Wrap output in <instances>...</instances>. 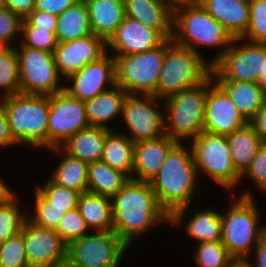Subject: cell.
Segmentation results:
<instances>
[{"mask_svg": "<svg viewBox=\"0 0 266 267\" xmlns=\"http://www.w3.org/2000/svg\"><path fill=\"white\" fill-rule=\"evenodd\" d=\"M19 45L20 93L49 95L63 91L53 52Z\"/></svg>", "mask_w": 266, "mask_h": 267, "instance_id": "obj_12", "label": "cell"}, {"mask_svg": "<svg viewBox=\"0 0 266 267\" xmlns=\"http://www.w3.org/2000/svg\"><path fill=\"white\" fill-rule=\"evenodd\" d=\"M233 39L241 38L249 25V0H196Z\"/></svg>", "mask_w": 266, "mask_h": 267, "instance_id": "obj_22", "label": "cell"}, {"mask_svg": "<svg viewBox=\"0 0 266 267\" xmlns=\"http://www.w3.org/2000/svg\"><path fill=\"white\" fill-rule=\"evenodd\" d=\"M2 5L25 19L34 11L35 0H2Z\"/></svg>", "mask_w": 266, "mask_h": 267, "instance_id": "obj_47", "label": "cell"}, {"mask_svg": "<svg viewBox=\"0 0 266 267\" xmlns=\"http://www.w3.org/2000/svg\"><path fill=\"white\" fill-rule=\"evenodd\" d=\"M35 189L49 202V207L57 208H76L81 194L76 190L60 186L50 179Z\"/></svg>", "mask_w": 266, "mask_h": 267, "instance_id": "obj_38", "label": "cell"}, {"mask_svg": "<svg viewBox=\"0 0 266 267\" xmlns=\"http://www.w3.org/2000/svg\"><path fill=\"white\" fill-rule=\"evenodd\" d=\"M68 245L67 262L74 267H118L129 246L112 231H93Z\"/></svg>", "mask_w": 266, "mask_h": 267, "instance_id": "obj_11", "label": "cell"}, {"mask_svg": "<svg viewBox=\"0 0 266 267\" xmlns=\"http://www.w3.org/2000/svg\"><path fill=\"white\" fill-rule=\"evenodd\" d=\"M61 267H74V266L70 265L68 262H65Z\"/></svg>", "mask_w": 266, "mask_h": 267, "instance_id": "obj_55", "label": "cell"}, {"mask_svg": "<svg viewBox=\"0 0 266 267\" xmlns=\"http://www.w3.org/2000/svg\"><path fill=\"white\" fill-rule=\"evenodd\" d=\"M198 172L192 149L178 143L168 154L158 173L149 181L160 206L171 216L187 207L197 190Z\"/></svg>", "mask_w": 266, "mask_h": 267, "instance_id": "obj_2", "label": "cell"}, {"mask_svg": "<svg viewBox=\"0 0 266 267\" xmlns=\"http://www.w3.org/2000/svg\"><path fill=\"white\" fill-rule=\"evenodd\" d=\"M238 197L235 201L232 199L231 207L223 208L226 213L221 214V243L236 261H246L264 237L265 227L258 226L261 213L253 195L245 191Z\"/></svg>", "mask_w": 266, "mask_h": 267, "instance_id": "obj_4", "label": "cell"}, {"mask_svg": "<svg viewBox=\"0 0 266 267\" xmlns=\"http://www.w3.org/2000/svg\"><path fill=\"white\" fill-rule=\"evenodd\" d=\"M23 241L30 267H61L68 260V244L55 229L41 228L26 220Z\"/></svg>", "mask_w": 266, "mask_h": 267, "instance_id": "obj_15", "label": "cell"}, {"mask_svg": "<svg viewBox=\"0 0 266 267\" xmlns=\"http://www.w3.org/2000/svg\"><path fill=\"white\" fill-rule=\"evenodd\" d=\"M178 143L166 134L157 139L136 142L134 144V168L131 179L149 182L158 173L169 152Z\"/></svg>", "mask_w": 266, "mask_h": 267, "instance_id": "obj_20", "label": "cell"}, {"mask_svg": "<svg viewBox=\"0 0 266 267\" xmlns=\"http://www.w3.org/2000/svg\"><path fill=\"white\" fill-rule=\"evenodd\" d=\"M134 144L127 134L114 133L111 130L106 135L101 160L131 179L134 168Z\"/></svg>", "mask_w": 266, "mask_h": 267, "instance_id": "obj_30", "label": "cell"}, {"mask_svg": "<svg viewBox=\"0 0 266 267\" xmlns=\"http://www.w3.org/2000/svg\"><path fill=\"white\" fill-rule=\"evenodd\" d=\"M188 212L193 214L184 226L185 232L189 237L197 241V243L216 242L222 240L221 212L219 213L215 210L204 209L194 212L189 208V206L183 207L181 209H177L170 216V224L175 226L178 225Z\"/></svg>", "mask_w": 266, "mask_h": 267, "instance_id": "obj_23", "label": "cell"}, {"mask_svg": "<svg viewBox=\"0 0 266 267\" xmlns=\"http://www.w3.org/2000/svg\"><path fill=\"white\" fill-rule=\"evenodd\" d=\"M166 40L157 48L138 54L112 55L116 84L128 94L153 95L165 57Z\"/></svg>", "mask_w": 266, "mask_h": 267, "instance_id": "obj_9", "label": "cell"}, {"mask_svg": "<svg viewBox=\"0 0 266 267\" xmlns=\"http://www.w3.org/2000/svg\"><path fill=\"white\" fill-rule=\"evenodd\" d=\"M164 41L165 39L156 30L125 16L106 42V50L113 51V55L138 54L153 50Z\"/></svg>", "mask_w": 266, "mask_h": 267, "instance_id": "obj_19", "label": "cell"}, {"mask_svg": "<svg viewBox=\"0 0 266 267\" xmlns=\"http://www.w3.org/2000/svg\"><path fill=\"white\" fill-rule=\"evenodd\" d=\"M21 45L29 48L53 52L58 45L56 31L37 27H21Z\"/></svg>", "mask_w": 266, "mask_h": 267, "instance_id": "obj_42", "label": "cell"}, {"mask_svg": "<svg viewBox=\"0 0 266 267\" xmlns=\"http://www.w3.org/2000/svg\"><path fill=\"white\" fill-rule=\"evenodd\" d=\"M265 68L266 43L235 38L227 51L212 65L211 75L214 80L258 83L259 74H264Z\"/></svg>", "mask_w": 266, "mask_h": 267, "instance_id": "obj_10", "label": "cell"}, {"mask_svg": "<svg viewBox=\"0 0 266 267\" xmlns=\"http://www.w3.org/2000/svg\"><path fill=\"white\" fill-rule=\"evenodd\" d=\"M254 260L247 259L251 267H266V237H263L254 248Z\"/></svg>", "mask_w": 266, "mask_h": 267, "instance_id": "obj_50", "label": "cell"}, {"mask_svg": "<svg viewBox=\"0 0 266 267\" xmlns=\"http://www.w3.org/2000/svg\"><path fill=\"white\" fill-rule=\"evenodd\" d=\"M74 208L49 207V202L35 190V215H27V220L41 228L56 229L65 212Z\"/></svg>", "mask_w": 266, "mask_h": 267, "instance_id": "obj_37", "label": "cell"}, {"mask_svg": "<svg viewBox=\"0 0 266 267\" xmlns=\"http://www.w3.org/2000/svg\"><path fill=\"white\" fill-rule=\"evenodd\" d=\"M231 267H251L246 261H236Z\"/></svg>", "mask_w": 266, "mask_h": 267, "instance_id": "obj_54", "label": "cell"}, {"mask_svg": "<svg viewBox=\"0 0 266 267\" xmlns=\"http://www.w3.org/2000/svg\"><path fill=\"white\" fill-rule=\"evenodd\" d=\"M111 130L89 126L69 137L60 147L70 156L91 163L101 160L106 135Z\"/></svg>", "mask_w": 266, "mask_h": 267, "instance_id": "obj_26", "label": "cell"}, {"mask_svg": "<svg viewBox=\"0 0 266 267\" xmlns=\"http://www.w3.org/2000/svg\"><path fill=\"white\" fill-rule=\"evenodd\" d=\"M57 16L34 10L22 21L21 27H37L47 31H56Z\"/></svg>", "mask_w": 266, "mask_h": 267, "instance_id": "obj_45", "label": "cell"}, {"mask_svg": "<svg viewBox=\"0 0 266 267\" xmlns=\"http://www.w3.org/2000/svg\"><path fill=\"white\" fill-rule=\"evenodd\" d=\"M17 144L47 149L49 96L14 94L0 98Z\"/></svg>", "mask_w": 266, "mask_h": 267, "instance_id": "obj_5", "label": "cell"}, {"mask_svg": "<svg viewBox=\"0 0 266 267\" xmlns=\"http://www.w3.org/2000/svg\"><path fill=\"white\" fill-rule=\"evenodd\" d=\"M173 28L172 40L197 54H201L197 46L220 48L221 52L209 60L211 65L227 51L233 41L226 29L196 0L174 7Z\"/></svg>", "mask_w": 266, "mask_h": 267, "instance_id": "obj_3", "label": "cell"}, {"mask_svg": "<svg viewBox=\"0 0 266 267\" xmlns=\"http://www.w3.org/2000/svg\"><path fill=\"white\" fill-rule=\"evenodd\" d=\"M56 36L58 42H68L91 35L88 8L79 0L57 16Z\"/></svg>", "mask_w": 266, "mask_h": 267, "instance_id": "obj_33", "label": "cell"}, {"mask_svg": "<svg viewBox=\"0 0 266 267\" xmlns=\"http://www.w3.org/2000/svg\"><path fill=\"white\" fill-rule=\"evenodd\" d=\"M109 54L107 52L98 61L86 65L67 78L72 85L64 84L63 91L70 97L85 102L116 85L115 58Z\"/></svg>", "mask_w": 266, "mask_h": 267, "instance_id": "obj_17", "label": "cell"}, {"mask_svg": "<svg viewBox=\"0 0 266 267\" xmlns=\"http://www.w3.org/2000/svg\"><path fill=\"white\" fill-rule=\"evenodd\" d=\"M125 16L156 30L165 40L172 39L174 7L163 0H124Z\"/></svg>", "mask_w": 266, "mask_h": 267, "instance_id": "obj_21", "label": "cell"}, {"mask_svg": "<svg viewBox=\"0 0 266 267\" xmlns=\"http://www.w3.org/2000/svg\"><path fill=\"white\" fill-rule=\"evenodd\" d=\"M212 65L188 47L166 40L165 57L153 96L164 100L182 90L203 83L211 75Z\"/></svg>", "mask_w": 266, "mask_h": 267, "instance_id": "obj_6", "label": "cell"}, {"mask_svg": "<svg viewBox=\"0 0 266 267\" xmlns=\"http://www.w3.org/2000/svg\"><path fill=\"white\" fill-rule=\"evenodd\" d=\"M258 84L262 89L264 98L266 99V68L264 74H259Z\"/></svg>", "mask_w": 266, "mask_h": 267, "instance_id": "obj_52", "label": "cell"}, {"mask_svg": "<svg viewBox=\"0 0 266 267\" xmlns=\"http://www.w3.org/2000/svg\"><path fill=\"white\" fill-rule=\"evenodd\" d=\"M127 94L123 88L116 84L94 98L85 101L86 115L90 126L112 130L107 123L122 114L123 103Z\"/></svg>", "mask_w": 266, "mask_h": 267, "instance_id": "obj_25", "label": "cell"}, {"mask_svg": "<svg viewBox=\"0 0 266 267\" xmlns=\"http://www.w3.org/2000/svg\"><path fill=\"white\" fill-rule=\"evenodd\" d=\"M235 170L242 175L264 142L250 123L226 136Z\"/></svg>", "mask_w": 266, "mask_h": 267, "instance_id": "obj_28", "label": "cell"}, {"mask_svg": "<svg viewBox=\"0 0 266 267\" xmlns=\"http://www.w3.org/2000/svg\"><path fill=\"white\" fill-rule=\"evenodd\" d=\"M245 176L254 182L259 192L266 193V142L262 143L249 167L241 175V182Z\"/></svg>", "mask_w": 266, "mask_h": 267, "instance_id": "obj_44", "label": "cell"}, {"mask_svg": "<svg viewBox=\"0 0 266 267\" xmlns=\"http://www.w3.org/2000/svg\"><path fill=\"white\" fill-rule=\"evenodd\" d=\"M0 267H30L24 248L23 228L17 235L0 243Z\"/></svg>", "mask_w": 266, "mask_h": 267, "instance_id": "obj_40", "label": "cell"}, {"mask_svg": "<svg viewBox=\"0 0 266 267\" xmlns=\"http://www.w3.org/2000/svg\"><path fill=\"white\" fill-rule=\"evenodd\" d=\"M249 123L231 101L226 91L208 77V90L205 100L204 131L228 136Z\"/></svg>", "mask_w": 266, "mask_h": 267, "instance_id": "obj_16", "label": "cell"}, {"mask_svg": "<svg viewBox=\"0 0 266 267\" xmlns=\"http://www.w3.org/2000/svg\"><path fill=\"white\" fill-rule=\"evenodd\" d=\"M193 258L198 267H231L236 262L221 241L197 243Z\"/></svg>", "mask_w": 266, "mask_h": 267, "instance_id": "obj_35", "label": "cell"}, {"mask_svg": "<svg viewBox=\"0 0 266 267\" xmlns=\"http://www.w3.org/2000/svg\"><path fill=\"white\" fill-rule=\"evenodd\" d=\"M208 78L201 84L182 90L163 100L165 134L179 143L193 140L204 131ZM182 140V141H181Z\"/></svg>", "mask_w": 266, "mask_h": 267, "instance_id": "obj_7", "label": "cell"}, {"mask_svg": "<svg viewBox=\"0 0 266 267\" xmlns=\"http://www.w3.org/2000/svg\"><path fill=\"white\" fill-rule=\"evenodd\" d=\"M92 34L107 42L125 17L124 0H84Z\"/></svg>", "mask_w": 266, "mask_h": 267, "instance_id": "obj_24", "label": "cell"}, {"mask_svg": "<svg viewBox=\"0 0 266 267\" xmlns=\"http://www.w3.org/2000/svg\"><path fill=\"white\" fill-rule=\"evenodd\" d=\"M112 230L130 247L156 223H170V216L160 206L149 182L129 179L111 198Z\"/></svg>", "mask_w": 266, "mask_h": 267, "instance_id": "obj_1", "label": "cell"}, {"mask_svg": "<svg viewBox=\"0 0 266 267\" xmlns=\"http://www.w3.org/2000/svg\"><path fill=\"white\" fill-rule=\"evenodd\" d=\"M3 5H2V0H0V8L2 7Z\"/></svg>", "mask_w": 266, "mask_h": 267, "instance_id": "obj_57", "label": "cell"}, {"mask_svg": "<svg viewBox=\"0 0 266 267\" xmlns=\"http://www.w3.org/2000/svg\"><path fill=\"white\" fill-rule=\"evenodd\" d=\"M191 142L198 175L206 173L220 187L234 191L233 188L240 183L241 175L232 163L227 137L202 131Z\"/></svg>", "mask_w": 266, "mask_h": 267, "instance_id": "obj_8", "label": "cell"}, {"mask_svg": "<svg viewBox=\"0 0 266 267\" xmlns=\"http://www.w3.org/2000/svg\"><path fill=\"white\" fill-rule=\"evenodd\" d=\"M265 227V231H264V237H266V226H264Z\"/></svg>", "mask_w": 266, "mask_h": 267, "instance_id": "obj_56", "label": "cell"}, {"mask_svg": "<svg viewBox=\"0 0 266 267\" xmlns=\"http://www.w3.org/2000/svg\"><path fill=\"white\" fill-rule=\"evenodd\" d=\"M249 122L266 100L257 82L215 80Z\"/></svg>", "mask_w": 266, "mask_h": 267, "instance_id": "obj_29", "label": "cell"}, {"mask_svg": "<svg viewBox=\"0 0 266 267\" xmlns=\"http://www.w3.org/2000/svg\"><path fill=\"white\" fill-rule=\"evenodd\" d=\"M158 101L163 102L153 95L127 94L121 116L130 133L127 136L134 143L165 135L164 113L157 108Z\"/></svg>", "mask_w": 266, "mask_h": 267, "instance_id": "obj_14", "label": "cell"}, {"mask_svg": "<svg viewBox=\"0 0 266 267\" xmlns=\"http://www.w3.org/2000/svg\"><path fill=\"white\" fill-rule=\"evenodd\" d=\"M106 53V42L93 34L68 42H58L53 51L54 62L62 78H69Z\"/></svg>", "mask_w": 266, "mask_h": 267, "instance_id": "obj_18", "label": "cell"}, {"mask_svg": "<svg viewBox=\"0 0 266 267\" xmlns=\"http://www.w3.org/2000/svg\"><path fill=\"white\" fill-rule=\"evenodd\" d=\"M79 0H35L34 10L58 16Z\"/></svg>", "mask_w": 266, "mask_h": 267, "instance_id": "obj_46", "label": "cell"}, {"mask_svg": "<svg viewBox=\"0 0 266 267\" xmlns=\"http://www.w3.org/2000/svg\"><path fill=\"white\" fill-rule=\"evenodd\" d=\"M19 196L16 195L6 205L0 206V243L21 232L27 215L18 207Z\"/></svg>", "mask_w": 266, "mask_h": 267, "instance_id": "obj_36", "label": "cell"}, {"mask_svg": "<svg viewBox=\"0 0 266 267\" xmlns=\"http://www.w3.org/2000/svg\"><path fill=\"white\" fill-rule=\"evenodd\" d=\"M15 146L17 143L14 141L9 130L8 116L5 108L0 103V148Z\"/></svg>", "mask_w": 266, "mask_h": 267, "instance_id": "obj_48", "label": "cell"}, {"mask_svg": "<svg viewBox=\"0 0 266 267\" xmlns=\"http://www.w3.org/2000/svg\"><path fill=\"white\" fill-rule=\"evenodd\" d=\"M17 194L10 190V187L5 184V181L2 179L0 175V206L6 205L9 201H11Z\"/></svg>", "mask_w": 266, "mask_h": 267, "instance_id": "obj_51", "label": "cell"}, {"mask_svg": "<svg viewBox=\"0 0 266 267\" xmlns=\"http://www.w3.org/2000/svg\"><path fill=\"white\" fill-rule=\"evenodd\" d=\"M0 90V98L20 93V69L16 46L0 48Z\"/></svg>", "mask_w": 266, "mask_h": 267, "instance_id": "obj_34", "label": "cell"}, {"mask_svg": "<svg viewBox=\"0 0 266 267\" xmlns=\"http://www.w3.org/2000/svg\"><path fill=\"white\" fill-rule=\"evenodd\" d=\"M249 25L241 39L266 43V0H249Z\"/></svg>", "mask_w": 266, "mask_h": 267, "instance_id": "obj_39", "label": "cell"}, {"mask_svg": "<svg viewBox=\"0 0 266 267\" xmlns=\"http://www.w3.org/2000/svg\"><path fill=\"white\" fill-rule=\"evenodd\" d=\"M130 178L102 160L88 163L87 191L112 198Z\"/></svg>", "mask_w": 266, "mask_h": 267, "instance_id": "obj_32", "label": "cell"}, {"mask_svg": "<svg viewBox=\"0 0 266 267\" xmlns=\"http://www.w3.org/2000/svg\"><path fill=\"white\" fill-rule=\"evenodd\" d=\"M23 19L12 12L9 8H0V48L13 47L15 36L21 35V25Z\"/></svg>", "mask_w": 266, "mask_h": 267, "instance_id": "obj_43", "label": "cell"}, {"mask_svg": "<svg viewBox=\"0 0 266 267\" xmlns=\"http://www.w3.org/2000/svg\"><path fill=\"white\" fill-rule=\"evenodd\" d=\"M47 148L60 146L69 137L90 126L85 103L60 91L49 94Z\"/></svg>", "mask_w": 266, "mask_h": 267, "instance_id": "obj_13", "label": "cell"}, {"mask_svg": "<svg viewBox=\"0 0 266 267\" xmlns=\"http://www.w3.org/2000/svg\"><path fill=\"white\" fill-rule=\"evenodd\" d=\"M77 208L89 230L112 231V200L110 197L84 192L80 194Z\"/></svg>", "mask_w": 266, "mask_h": 267, "instance_id": "obj_27", "label": "cell"}, {"mask_svg": "<svg viewBox=\"0 0 266 267\" xmlns=\"http://www.w3.org/2000/svg\"><path fill=\"white\" fill-rule=\"evenodd\" d=\"M55 231L69 245L72 241L81 238L91 230L87 227L84 218L76 207L65 212Z\"/></svg>", "mask_w": 266, "mask_h": 267, "instance_id": "obj_41", "label": "cell"}, {"mask_svg": "<svg viewBox=\"0 0 266 267\" xmlns=\"http://www.w3.org/2000/svg\"><path fill=\"white\" fill-rule=\"evenodd\" d=\"M163 1L170 3L173 7H175L181 4L189 3L192 0H163Z\"/></svg>", "mask_w": 266, "mask_h": 267, "instance_id": "obj_53", "label": "cell"}, {"mask_svg": "<svg viewBox=\"0 0 266 267\" xmlns=\"http://www.w3.org/2000/svg\"><path fill=\"white\" fill-rule=\"evenodd\" d=\"M63 155L51 173L50 180L60 186L76 190L80 193L87 192L88 163L70 156L60 146L48 148Z\"/></svg>", "mask_w": 266, "mask_h": 267, "instance_id": "obj_31", "label": "cell"}, {"mask_svg": "<svg viewBox=\"0 0 266 267\" xmlns=\"http://www.w3.org/2000/svg\"><path fill=\"white\" fill-rule=\"evenodd\" d=\"M258 136L266 142V100L249 121Z\"/></svg>", "mask_w": 266, "mask_h": 267, "instance_id": "obj_49", "label": "cell"}]
</instances>
